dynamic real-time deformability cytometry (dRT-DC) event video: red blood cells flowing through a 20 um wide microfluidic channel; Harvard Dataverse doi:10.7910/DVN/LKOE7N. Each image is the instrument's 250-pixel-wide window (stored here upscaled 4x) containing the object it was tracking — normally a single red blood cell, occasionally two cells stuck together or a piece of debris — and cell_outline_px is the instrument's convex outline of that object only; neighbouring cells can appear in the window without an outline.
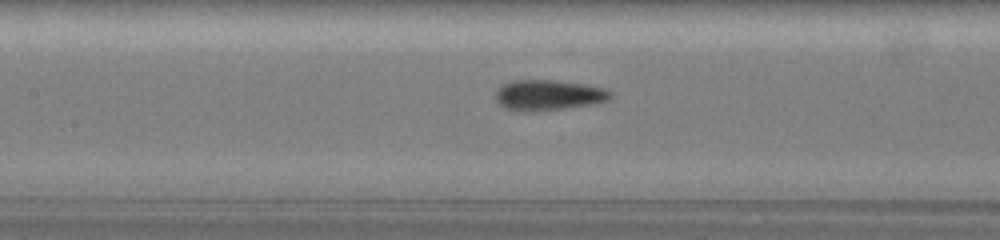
{"species": "common noctule bat (a hibernating species)", "species_latin": "Nyctalus noctula", "temperature_condition": "warm", "stored_images_in_passage": 42, "camera_frame_rate_fps": 3000, "um_per_image_px": 0.085, "animal": {"sex": "female", "body_mass_g": 19.5, "forearm_length_mm": 54.1}, "frame": {"image": 1, "passage_image": 15, "time_ms": 4.667, "image_size_px": [1000, 240], "cell_outline_px": [[612, 96], [608, 100], [592, 104], [564, 108], [532, 112], [516, 112], [504, 108], [496, 100], [496, 88], [500, 84], [512, 80], [556, 80], [584, 84], [604, 88], [612, 92]], "centroid_in_image_um": [46.55, 8.08], "position_along_channel_um": 160.8, "area_um2": 20.75}}
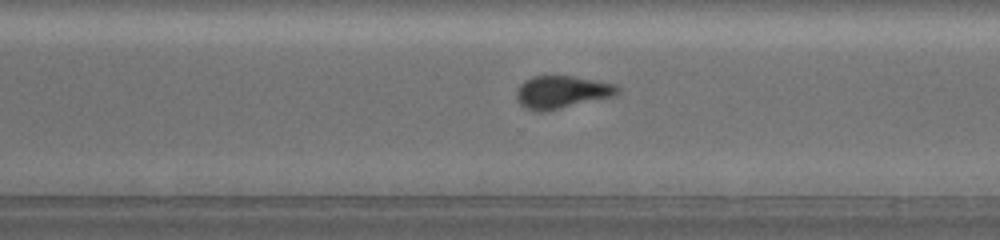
{"frame": {"image": 2, "passage_image": 30, "time_ms": 9.667, "image_size_px": [1000, 240], "cell_outline_px": [[620, 92], [612, 96], [544, 112], [536, 112], [524, 108], [516, 100], [516, 88], [524, 80], [532, 76], [572, 76], [616, 84], [620, 88]], "centroid_in_image_um": [47.69, 7.83], "position_along_channel_um": 322.9, "area_um2": 19.31}}
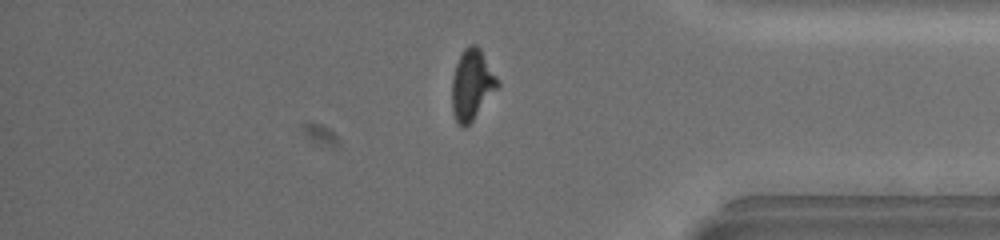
{"frame": {"image": 3, "passage_image": 38, "time_ms": 12.333, "image_size_px": [1000, 240], "cell_outline_px": [[500, 84], [472, 120], [464, 128], [460, 128], [456, 120], [452, 108], [452, 76], [456, 64], [464, 48], [472, 44], [476, 44], [480, 48], [500, 80]], "centroid_in_image_um": [40.11, 7.17], "position_along_channel_um": 395.1, "area_um2": 18.61}}